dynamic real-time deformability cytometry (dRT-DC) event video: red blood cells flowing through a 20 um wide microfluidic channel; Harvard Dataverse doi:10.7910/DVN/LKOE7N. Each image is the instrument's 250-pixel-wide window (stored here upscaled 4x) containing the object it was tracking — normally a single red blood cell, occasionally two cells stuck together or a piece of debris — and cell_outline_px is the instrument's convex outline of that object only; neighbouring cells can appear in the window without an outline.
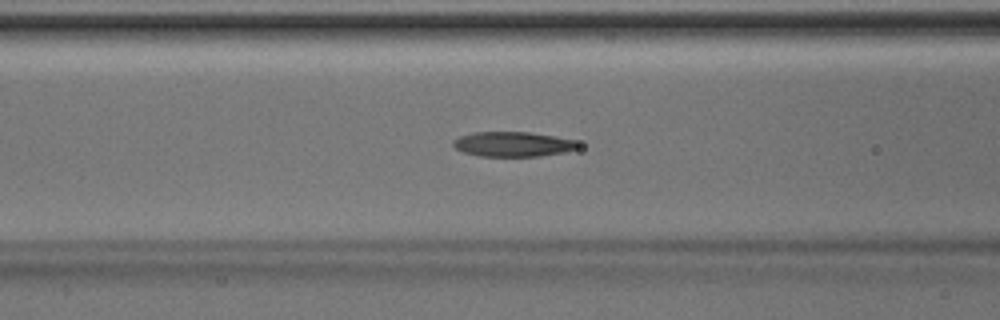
{"species": "Egyptian fruit bat (a non-hibernating species)", "species_latin": "Rousettus aegyptiacus", "temperature_condition": "room temperature", "stored_images_in_passage": 49, "camera_frame_rate_fps": 3000, "um_per_image_px": 0.085, "animal": {"sex": "male"}, "frame": {"image": 1, "passage_image": 19, "time_ms": 6.0, "image_size_px": [1000, 320], "cell_outline_px": [[584, 144], [580, 148], [564, 152], [540, 156], [480, 156], [464, 152], [456, 148], [452, 144], [452, 140], [460, 136], [472, 132], [528, 132], [576, 140]], "centroid_in_image_um": [43.64, 12.25], "position_along_channel_um": 123.0, "area_um2": 18.21}}
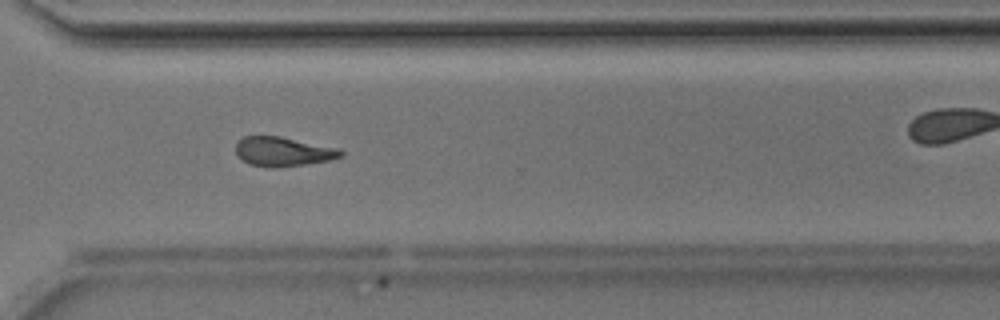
{"frame": {"image": 2, "passage_image": 35, "time_ms": 11.333, "image_size_px": [1000, 320], "cell_outline_px": [[344, 156], [332, 160], [276, 168], [268, 168], [248, 164], [236, 156], [236, 140], [244, 136], [280, 136], [332, 148], [344, 152]], "centroid_in_image_um": [23.97, 12.9], "position_along_channel_um": 346.6, "area_um2": 17.92}}
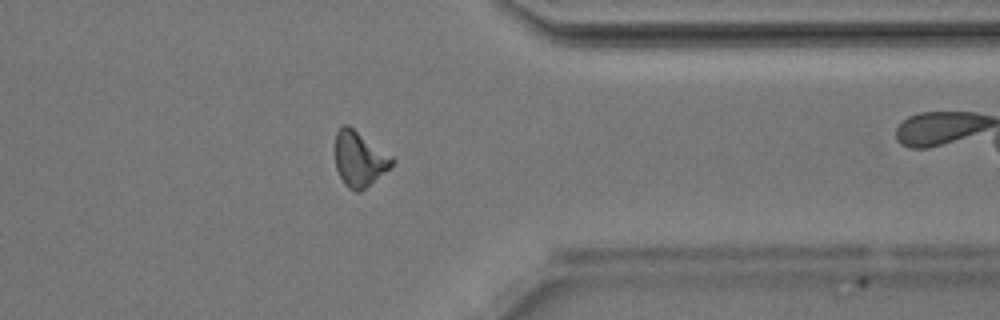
{"frame": {"image": 3, "passage_image": 38, "time_ms": 12.333, "image_size_px": [1000, 320], "cell_outline_px": [[396, 160], [388, 168], [360, 192], [356, 192], [348, 188], [344, 184], [336, 168], [336, 132], [344, 124], [348, 124], [392, 156]], "centroid_in_image_um": [30.53, 13.5], "position_along_channel_um": 380.9, "area_um2": 17.92}, "authors_computed_cell_mechanics": {"area_um2": 18.3804, "velocity_mm_per_s": 4.2012, "shape_relaxation_time_tau1_ms": 8.7519, "shape_relaxation_time_tau2_ms": 5.8211, "deformation_change_tau1": 0.2255, "deformation_change_tau2": 0.173}}